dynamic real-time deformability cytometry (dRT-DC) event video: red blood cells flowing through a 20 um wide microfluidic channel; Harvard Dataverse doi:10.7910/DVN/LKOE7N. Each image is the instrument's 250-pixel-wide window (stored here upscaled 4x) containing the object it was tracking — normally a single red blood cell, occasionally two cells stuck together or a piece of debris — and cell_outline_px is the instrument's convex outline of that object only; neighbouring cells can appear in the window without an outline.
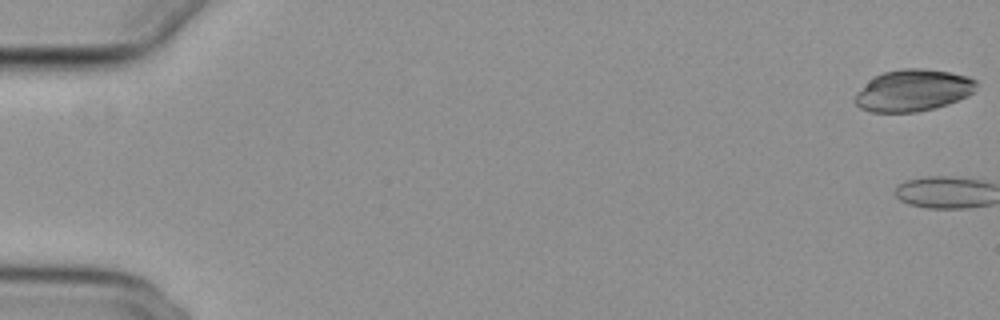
{"species": "common noctule bat (a hibernating species)", "species_latin": "Nyctalus noctula", "temperature_condition": "cold", "stored_images_in_passage": 2, "camera_frame_rate_fps": 3000, "um_per_image_px": 0.085, "animal": {"sex": "female", "body_mass_g": 29.2, "forearm_length_mm": 56.3}, "frame": {"image": 1, "passage_image": 1, "time_ms": 0.0, "image_size_px": [1000, 320], "cell_outline_px": [[976, 84], [972, 92], [968, 96], [948, 104], [916, 112], [872, 112], [860, 108], [852, 100], [856, 92], [872, 76], [884, 72], [904, 68], [924, 68], [948, 72], [968, 76], [976, 80]], "centroid_in_image_um": [77.55, 7.68], "position_along_channel_um": 7.4, "area_um2": 29.65}}